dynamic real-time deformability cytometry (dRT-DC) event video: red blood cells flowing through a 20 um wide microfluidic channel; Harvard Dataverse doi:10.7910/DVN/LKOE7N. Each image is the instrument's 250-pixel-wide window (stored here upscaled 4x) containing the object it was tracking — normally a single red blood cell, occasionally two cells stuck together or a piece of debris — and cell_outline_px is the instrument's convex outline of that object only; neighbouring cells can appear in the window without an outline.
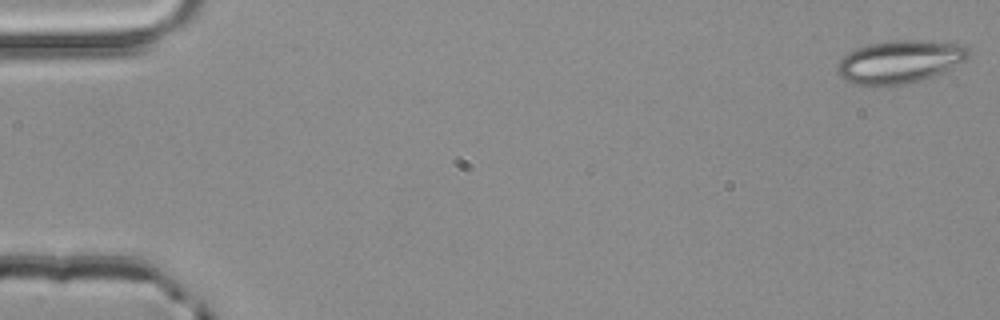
{"species": "common noctule bat (a hibernating species)", "species_latin": "Nyctalus noctula", "temperature_condition": "room temperature", "stored_images_in_passage": 7, "camera_frame_rate_fps": 3000, "um_per_image_px": 0.085, "animal": {"sex": "male", "body_mass_g": 20.4}, "frame": {"image": 1, "passage_image": 1, "time_ms": 0.0, "image_size_px": [1000, 320], "cell_outline_px": [[972, 56], [968, 60], [936, 76], [904, 84], [872, 88], [852, 84], [844, 80], [836, 72], [836, 64], [848, 52], [856, 48], [868, 44], [892, 40], [920, 40], [964, 44], [972, 52]], "centroid_in_image_um": [76.49, 5.27], "position_along_channel_um": 8.5, "area_um2": 33.93}}